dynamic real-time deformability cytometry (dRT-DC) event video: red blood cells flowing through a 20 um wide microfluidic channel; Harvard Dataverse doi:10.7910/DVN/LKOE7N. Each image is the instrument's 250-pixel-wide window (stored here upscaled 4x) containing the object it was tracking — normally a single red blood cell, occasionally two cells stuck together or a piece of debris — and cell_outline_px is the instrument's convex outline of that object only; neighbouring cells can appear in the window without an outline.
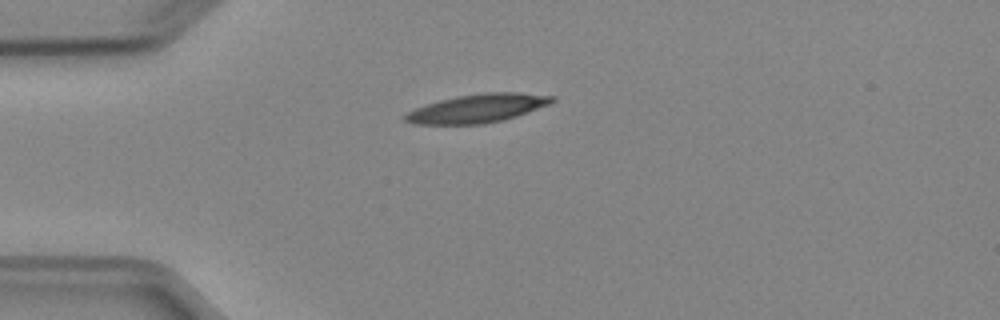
{"species": "Egyptian fruit bat (a non-hibernating species)", "species_latin": "Rousettus aegyptiacus", "temperature_condition": "cold", "stored_images_in_passage": 39, "camera_frame_rate_fps": 3000, "um_per_image_px": 0.085, "animal": {"sex": "female"}, "frame": {"image": 1, "passage_image": 1, "time_ms": 0.0, "image_size_px": [1000, 320], "cell_outline_px": [[556, 100], [548, 104], [516, 116], [504, 120], [484, 124], [412, 124], [404, 120], [400, 116], [416, 108], [440, 100], [456, 96], [484, 92], [516, 92], [556, 96]], "centroid_in_image_um": [40.57, 9.21], "position_along_channel_um": 44.4, "area_um2": 24.39}}
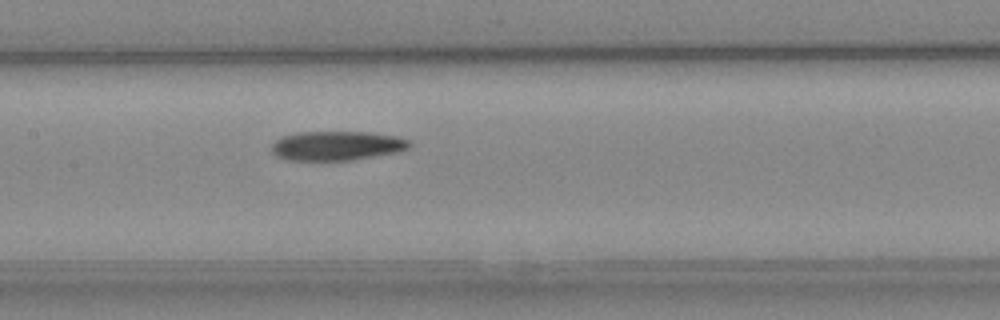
{"frame": {"image": 2, "passage_image": 13, "time_ms": 4.0, "image_size_px": [1000, 320], "cell_outline_px": [[412, 144], [408, 148], [396, 152], [356, 160], [284, 160], [276, 156], [272, 152], [272, 144], [280, 136], [296, 132], [368, 132], [396, 136], [408, 140]], "centroid_in_image_um": [28.59, 12.39], "position_along_channel_um": 178.8, "area_um2": 23.7}}
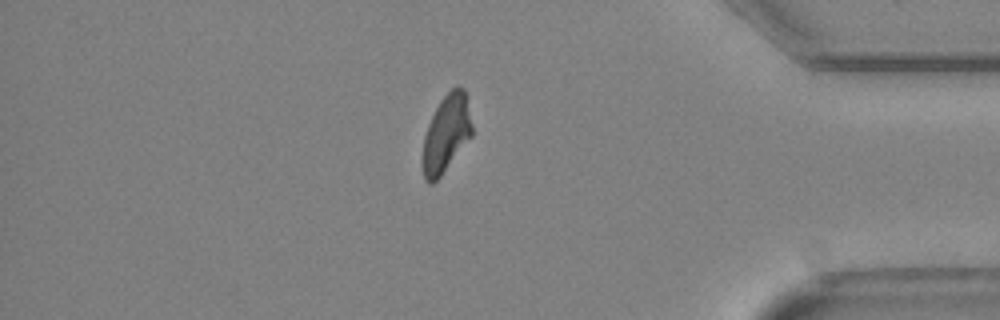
{"frame": {"image": 3, "passage_image": 32, "time_ms": 10.333, "image_size_px": [1000, 320], "cell_outline_px": [[472, 136], [440, 176], [432, 184], [428, 184], [424, 180], [424, 136], [428, 124], [440, 100], [456, 84], [460, 84], [464, 88], [472, 124]], "centroid_in_image_um": [37.95, 11.31], "position_along_channel_um": 397.2, "area_um2": 21.91}, "authors_computed_cell_mechanics": {"area_um2": 23.6402, "velocity_mm_per_s": 3.9148, "shape_relaxation_time_tau1_ms": 4.664, "shape_relaxation_time_tau2_ms": 8.8292, "deformation_change_tau1": 0.1658, "deformation_change_tau2": 0.1851}}